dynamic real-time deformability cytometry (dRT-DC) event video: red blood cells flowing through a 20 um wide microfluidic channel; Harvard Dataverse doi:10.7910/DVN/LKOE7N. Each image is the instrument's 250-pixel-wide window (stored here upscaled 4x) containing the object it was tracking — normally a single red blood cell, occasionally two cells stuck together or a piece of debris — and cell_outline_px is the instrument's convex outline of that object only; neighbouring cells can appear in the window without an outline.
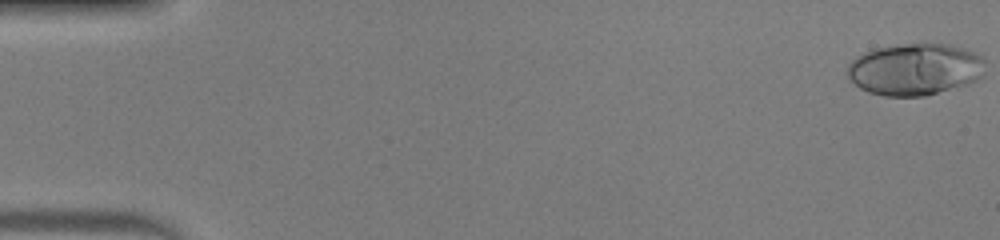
{"species": "human", "species_latin": "Homo sapiens", "temperature_condition": "warm", "stored_images_in_passage": 13, "camera_frame_rate_fps": 3000, "um_per_image_px": 0.085, "donor": {"sex": "male"}, "frame": {"image": 1, "passage_image": 1, "time_ms": 0.0, "image_size_px": [1000, 240], "cell_outline_px": [[984, 76], [968, 84], [924, 96], [884, 96], [868, 92], [860, 88], [848, 80], [848, 64], [856, 56], [864, 52], [876, 48], [920, 40], [948, 44], [972, 52], [980, 56], [984, 60]], "centroid_in_image_um": [77.75, 5.86], "position_along_channel_um": 7.2, "area_um2": 42.43}}